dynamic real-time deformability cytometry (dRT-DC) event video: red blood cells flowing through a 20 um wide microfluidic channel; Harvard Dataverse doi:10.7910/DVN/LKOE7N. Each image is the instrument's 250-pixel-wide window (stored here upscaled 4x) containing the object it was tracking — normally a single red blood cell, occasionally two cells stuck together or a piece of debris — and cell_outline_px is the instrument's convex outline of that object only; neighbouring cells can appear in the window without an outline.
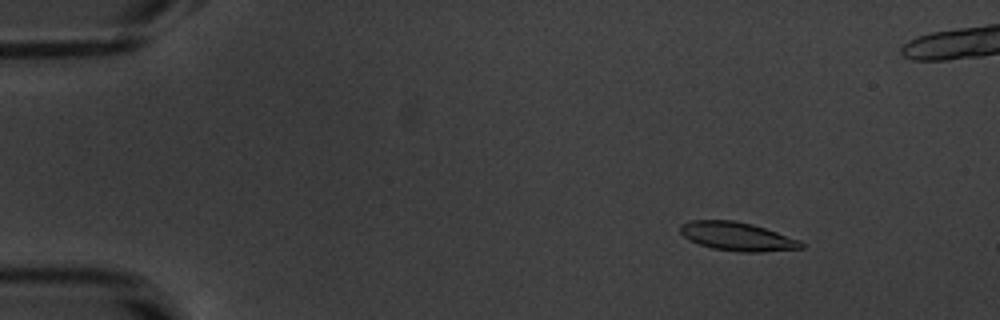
{"species": "common noctule bat (a hibernating species)", "species_latin": "Nyctalus noctula", "temperature_condition": "warm", "stored_images_in_passage": 55, "camera_frame_rate_fps": 3000, "um_per_image_px": 0.085, "animal": {"sex": "male", "body_mass_g": 20.1, "forearm_length_mm": 53.5}, "frame": {"image": 1, "passage_image": 8, "time_ms": 2.333, "image_size_px": [1000, 320], "cell_outline_px": [[804, 248], [760, 252], [740, 252], [712, 248], [688, 240], [680, 232], [680, 224], [692, 220], [732, 220], [752, 224], [800, 240], [804, 244]], "centroid_in_image_um": [62.65, 20.1], "position_along_channel_um": 22.4, "area_um2": 20.06}}
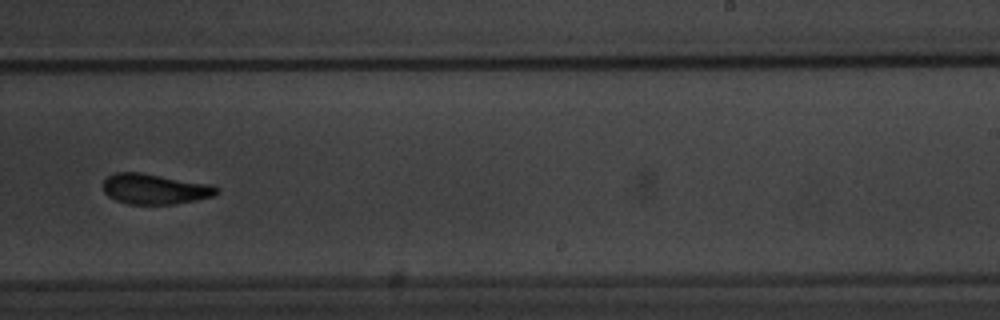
{"frame": {"image": 2, "passage_image": 35, "time_ms": 11.333, "image_size_px": [1000, 320], "cell_outline_px": [[220, 192], [212, 196], [196, 200], [176, 204], [128, 204], [116, 200], [108, 196], [104, 192], [104, 180], [108, 176], [116, 172], [140, 172], [212, 184], [220, 188]], "centroid_in_image_um": [13.19, 16.06], "position_along_channel_um": 275.8, "area_um2": 20.23}}
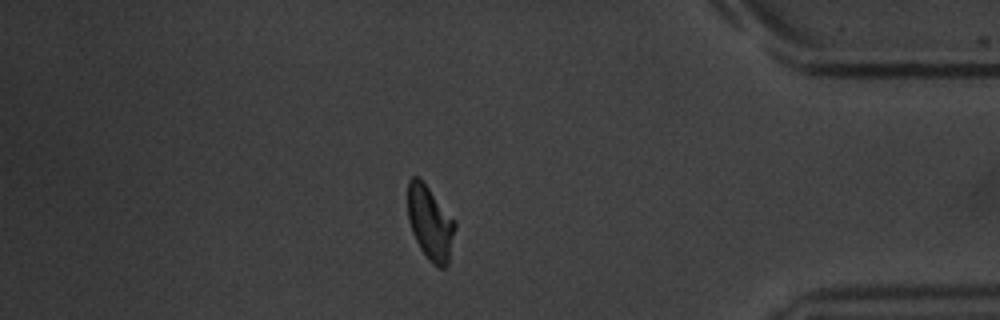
{"frame": {"image": 3, "passage_image": 47, "time_ms": 15.333, "image_size_px": [1000, 320], "cell_outline_px": [[456, 228], [448, 264], [444, 268], [440, 268], [432, 264], [428, 260], [420, 248], [412, 232], [408, 220], [408, 180], [412, 176], [420, 176], [456, 220]], "centroid_in_image_um": [36.58, 18.92], "position_along_channel_um": 398.6, "area_um2": 20.87}, "authors_computed_cell_mechanics": {"area_um2": 20.23, "velocity_mm_per_s": 3.819, "shape_relaxation_time_tau1_ms": 3.481, "shape_relaxation_time_tau2_ms": 1.7295, "deformation_change_tau1": 0.1452, "deformation_change_tau2": 0.0839}}